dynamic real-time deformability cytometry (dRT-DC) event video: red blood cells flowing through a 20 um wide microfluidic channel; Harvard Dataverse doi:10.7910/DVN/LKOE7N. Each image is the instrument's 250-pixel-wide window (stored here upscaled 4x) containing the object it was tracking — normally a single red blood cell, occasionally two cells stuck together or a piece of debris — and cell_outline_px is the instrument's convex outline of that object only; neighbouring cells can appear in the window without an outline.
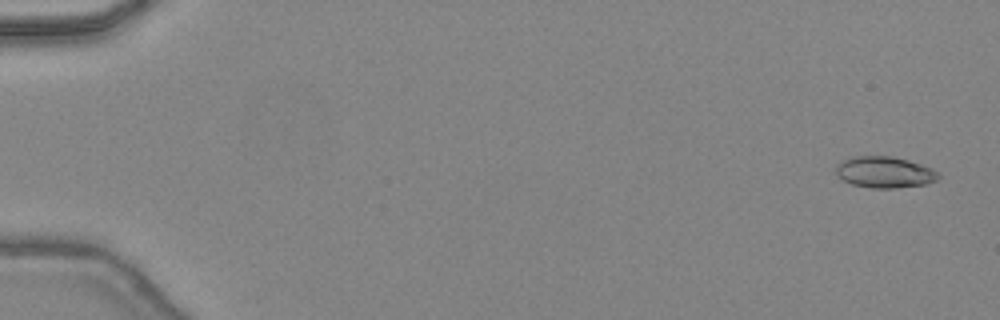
{"species": "common noctule bat (a hibernating species)", "species_latin": "Nyctalus noctula", "temperature_condition": "warm", "stored_images_in_passage": 47, "camera_frame_rate_fps": 3000, "um_per_image_px": 0.085, "animal": {"sex": "female", "body_mass_g": 24.6, "forearm_length_mm": 56.2}, "frame": {"image": 1, "passage_image": 2, "time_ms": 0.333, "image_size_px": [1000, 320], "cell_outline_px": [[940, 176], [936, 180], [924, 184], [896, 188], [872, 188], [852, 184], [844, 180], [836, 172], [836, 164], [852, 156], [892, 156], [908, 160], [932, 168]], "centroid_in_image_um": [75.18, 14.63], "position_along_channel_um": 9.8, "area_um2": 18.5}}
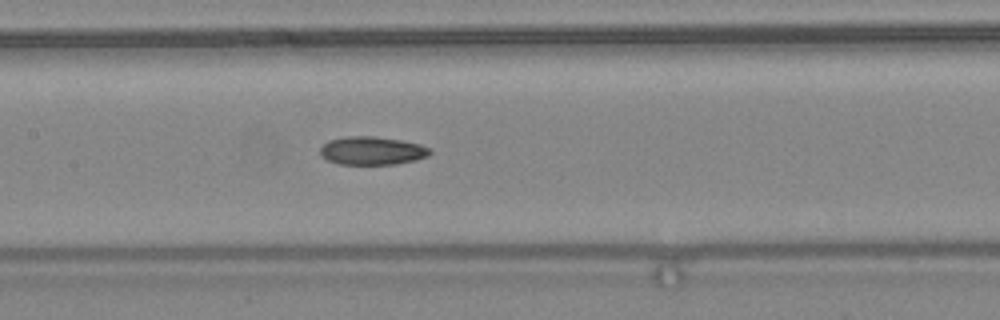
{"frame": {"image": 2, "passage_image": 24, "time_ms": 7.667, "image_size_px": [1000, 320], "cell_outline_px": [[432, 152], [428, 156], [416, 160], [396, 164], [340, 164], [328, 160], [320, 156], [320, 148], [328, 140], [348, 136], [376, 136], [400, 140], [420, 144], [432, 148]], "centroid_in_image_um": [31.65, 12.81], "position_along_channel_um": 175.8, "area_um2": 18.21}}
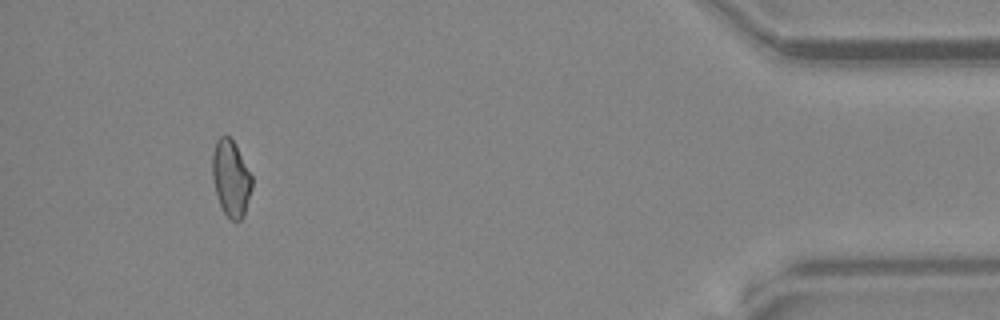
{"frame": {"image": 3, "passage_image": 44, "time_ms": 14.333, "image_size_px": [1000, 320], "cell_outline_px": [[252, 188], [244, 216], [240, 220], [228, 220], [216, 196], [212, 176], [212, 156], [216, 140], [220, 136], [228, 136], [232, 140], [252, 176]], "centroid_in_image_um": [19.62, 15.19], "position_along_channel_um": 415.6, "area_um2": 17.51}, "authors_computed_cell_mechanics": {"area_um2": 18.1492, "velocity_mm_per_s": 4.4911, "shape_relaxation_time_tau1_ms": null, "shape_relaxation_time_tau2_ms": 7.7582, "deformation_change_tau1": null, "deformation_change_tau2": 0.1703}}